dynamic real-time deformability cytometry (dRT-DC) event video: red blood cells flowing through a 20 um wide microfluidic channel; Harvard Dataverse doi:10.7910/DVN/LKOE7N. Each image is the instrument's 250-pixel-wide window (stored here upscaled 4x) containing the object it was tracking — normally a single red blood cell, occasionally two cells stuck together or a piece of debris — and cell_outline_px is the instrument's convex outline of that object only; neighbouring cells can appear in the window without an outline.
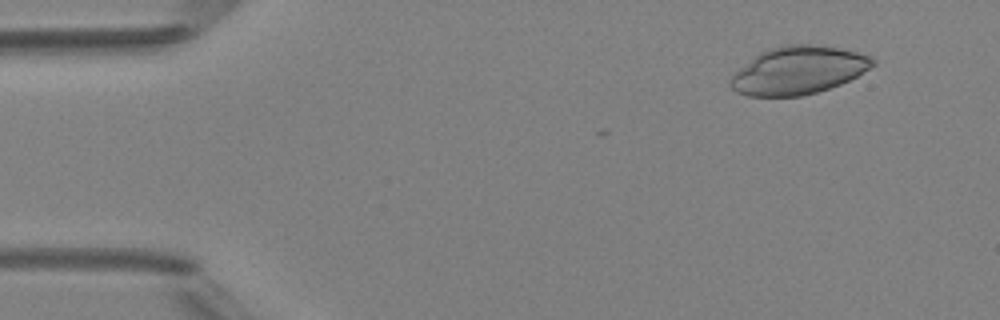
{"species": "Egyptian fruit bat (a non-hibernating species)", "species_latin": "Rousettus aegyptiacus", "temperature_condition": "room temperature", "stored_images_in_passage": 6, "camera_frame_rate_fps": 3000, "um_per_image_px": 0.085, "animal": {"sex": "female"}, "frame": {"image": 1, "passage_image": 1, "time_ms": 0.0, "image_size_px": [1000, 320], "cell_outline_px": [[876, 64], [856, 76], [840, 84], [816, 92], [800, 96], [748, 96], [736, 92], [728, 84], [728, 80], [740, 68], [760, 52], [784, 44], [812, 44], [836, 48], [856, 52], [872, 56], [876, 60]], "centroid_in_image_um": [67.84, 5.98], "position_along_channel_um": 17.2, "area_um2": 39.36}}